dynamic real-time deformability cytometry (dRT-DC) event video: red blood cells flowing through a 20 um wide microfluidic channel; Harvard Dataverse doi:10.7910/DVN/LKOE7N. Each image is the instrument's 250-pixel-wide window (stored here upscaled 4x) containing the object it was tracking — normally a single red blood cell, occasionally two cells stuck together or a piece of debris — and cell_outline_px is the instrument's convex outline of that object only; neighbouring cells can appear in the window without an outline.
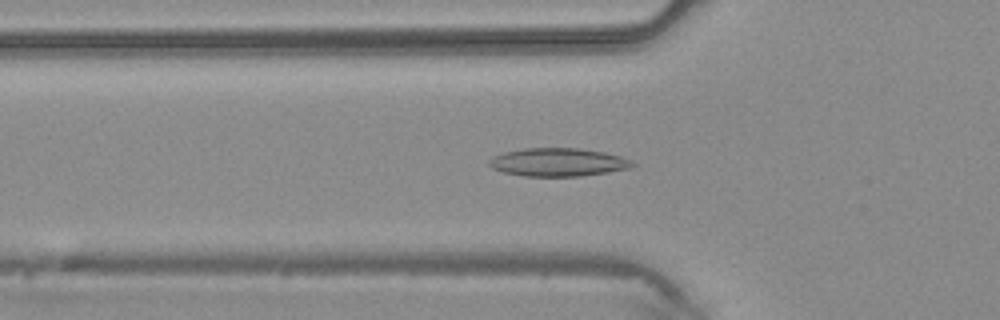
{"species": "common noctule bat (a hibernating species)", "species_latin": "Nyctalus noctula", "temperature_condition": "warm", "stored_images_in_passage": 37, "camera_frame_rate_fps": 3000, "um_per_image_px": 0.085, "animal": {"sex": "male", "body_mass_g": 20.4}, "frame": {"image": 1, "passage_image": 9, "time_ms": 2.667, "image_size_px": [1000, 320], "cell_outline_px": [[636, 164], [628, 168], [608, 172], [580, 176], [524, 176], [504, 172], [492, 168], [488, 164], [488, 160], [492, 156], [504, 152], [524, 148], [580, 148], [604, 152], [620, 156], [632, 160]], "centroid_in_image_um": [47.42, 13.78], "position_along_channel_um": 78.4, "area_um2": 23.58}}
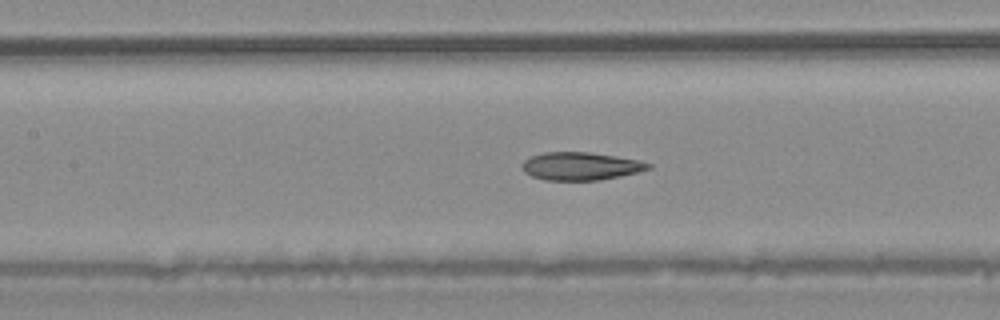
{"frame": {"image": 2, "passage_image": 14, "time_ms": 4.333, "image_size_px": [1000, 320], "cell_outline_px": [[652, 168], [620, 176], [600, 180], [544, 180], [532, 176], [524, 172], [520, 168], [520, 164], [524, 160], [532, 156], [544, 152], [588, 152], [616, 156], [640, 160], [652, 164]], "centroid_in_image_um": [49.33, 14.12], "position_along_channel_um": 158.1, "area_um2": 20.63}}
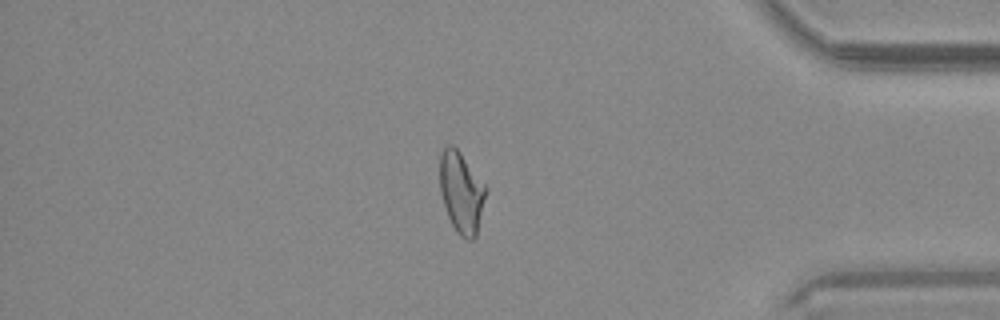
{"frame": {"image": 3, "passage_image": 31, "time_ms": 10.0, "image_size_px": [1000, 320], "cell_outline_px": [[488, 188], [476, 236], [472, 240], [468, 240], [460, 236], [456, 232], [448, 216], [440, 192], [440, 152], [448, 144], [452, 144], [460, 152]], "centroid_in_image_um": [39.22, 16.35], "position_along_channel_um": 396.0, "area_um2": 21.79}}